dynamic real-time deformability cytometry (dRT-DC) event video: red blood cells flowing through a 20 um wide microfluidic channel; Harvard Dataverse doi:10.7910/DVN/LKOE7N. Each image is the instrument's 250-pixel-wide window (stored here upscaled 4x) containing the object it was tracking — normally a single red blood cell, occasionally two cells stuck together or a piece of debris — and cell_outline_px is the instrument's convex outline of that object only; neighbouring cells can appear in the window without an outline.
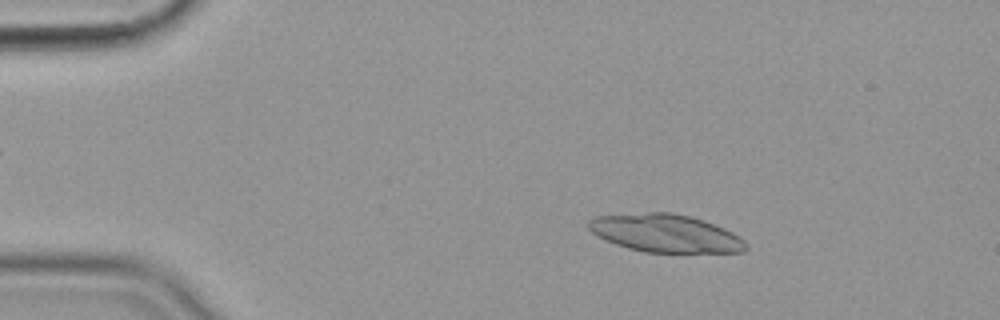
{"species": "common noctule bat (a hibernating species)", "species_latin": "Nyctalus noctula", "temperature_condition": "cold", "stored_images_in_passage": 55, "camera_frame_rate_fps": 3000, "um_per_image_px": 0.085, "animal": {"sex": "female", "body_mass_g": 19.9}, "frame": {"image": 1, "passage_image": 9, "time_ms": 2.667, "image_size_px": [1000, 320], "cell_outline_px": [[748, 248], [744, 252], [644, 252], [628, 248], [604, 240], [596, 236], [588, 228], [588, 220], [596, 216], [648, 212], [672, 212], [692, 216], [704, 220], [724, 228], [740, 236], [748, 244]], "centroid_in_image_um": [56.57, 19.82], "position_along_channel_um": 28.4, "area_um2": 35.03}}